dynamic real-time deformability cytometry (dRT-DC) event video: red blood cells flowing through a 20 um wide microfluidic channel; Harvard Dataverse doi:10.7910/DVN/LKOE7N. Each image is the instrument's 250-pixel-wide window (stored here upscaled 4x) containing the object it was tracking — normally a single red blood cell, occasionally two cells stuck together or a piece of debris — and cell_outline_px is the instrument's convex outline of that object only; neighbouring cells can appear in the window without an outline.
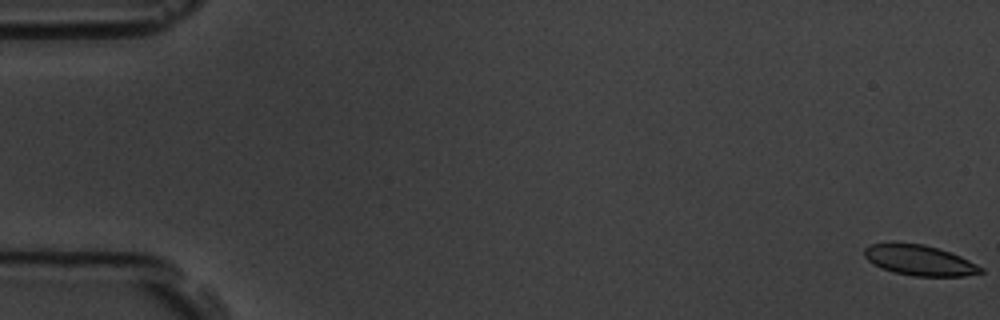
{"species": "common noctule bat (a hibernating species)", "species_latin": "Nyctalus noctula", "temperature_condition": "room temperature", "stored_images_in_passage": 18, "camera_frame_rate_fps": 3000, "um_per_image_px": 0.085, "animal": {"sex": "male", "body_mass_g": 19.5, "forearm_length_mm": 54.6}, "frame": {"image": 1, "passage_image": 1, "time_ms": 0.0, "image_size_px": [1000, 320], "cell_outline_px": [[984, 272], [964, 276], [912, 276], [880, 268], [868, 260], [864, 256], [864, 248], [872, 244], [924, 244], [960, 256], [984, 268]], "centroid_in_image_um": [78.18, 22.15], "position_along_channel_um": 6.8, "area_um2": 20.17}}